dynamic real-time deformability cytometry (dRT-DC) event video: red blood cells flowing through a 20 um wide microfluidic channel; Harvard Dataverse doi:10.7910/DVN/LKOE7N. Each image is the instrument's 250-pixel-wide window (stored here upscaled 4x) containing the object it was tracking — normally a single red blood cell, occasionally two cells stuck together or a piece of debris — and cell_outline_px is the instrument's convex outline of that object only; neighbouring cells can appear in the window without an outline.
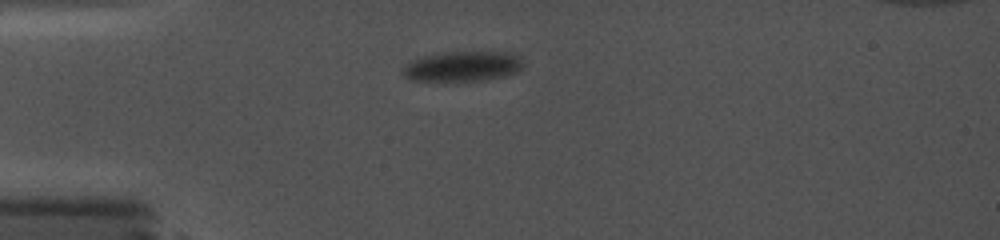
{"species": "common noctule bat (a hibernating species)", "species_latin": "Nyctalus noctula", "temperature_condition": "cold", "stored_images_in_passage": 12, "camera_frame_rate_fps": 5000, "um_per_image_px": 0.085, "animal": {"sex": "female", "body_mass_g": 19.0, "forearm_length_mm": 56.7}, "frame": {"image": 1, "passage_image": 1, "time_ms": 0.0, "image_size_px": [1000, 240], "cell_outline_px": [[524, 64], [516, 72], [504, 76], [484, 80], [408, 80], [404, 76], [404, 68], [412, 60], [420, 56], [444, 52], [508, 52], [520, 56]], "centroid_in_image_um": [39.34, 5.62], "position_along_channel_um": 45.7, "area_um2": 20.92}}
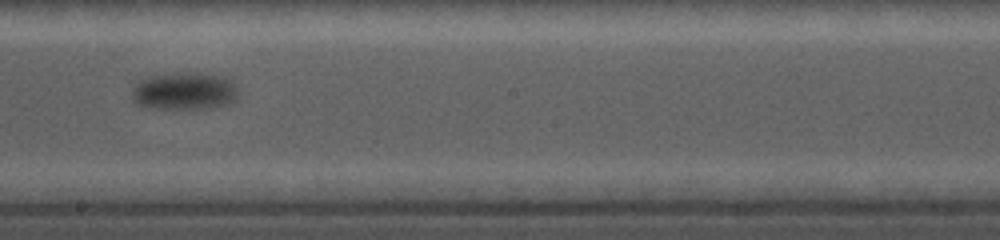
{"frame": {"image": 2, "passage_image": 6, "time_ms": 6.2, "image_size_px": [1000, 240], "cell_outline_px": [[240, 92], [236, 100], [224, 104], [208, 108], [156, 108], [140, 104], [132, 100], [132, 88], [140, 80], [152, 76], [172, 72], [196, 72], [224, 76], [232, 80]], "centroid_in_image_um": [15.72, 7.71], "position_along_channel_um": 232.5, "area_um2": 23.35}}
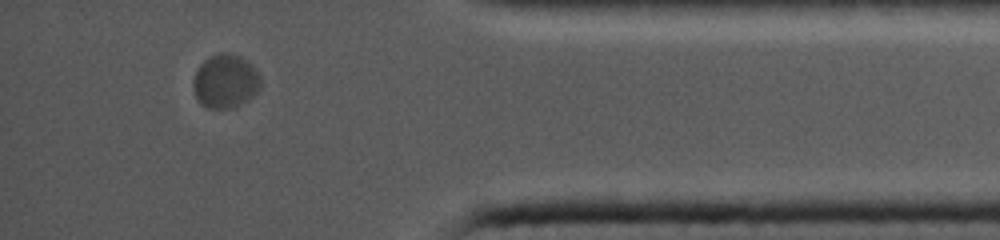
{"frame": {"image": 3, "passage_image": 11, "time_ms": 12.0, "image_size_px": [1000, 240], "cell_outline_px": [[260, 88], [252, 96], [240, 104], [232, 108], [208, 108], [200, 104], [196, 96], [192, 84], [196, 72], [200, 64], [208, 56], [220, 52], [224, 52], [240, 56], [248, 60], [256, 68], [260, 76]], "centroid_in_image_um": [19.16, 6.88], "position_along_channel_um": 416.0, "area_um2": 21.21}}